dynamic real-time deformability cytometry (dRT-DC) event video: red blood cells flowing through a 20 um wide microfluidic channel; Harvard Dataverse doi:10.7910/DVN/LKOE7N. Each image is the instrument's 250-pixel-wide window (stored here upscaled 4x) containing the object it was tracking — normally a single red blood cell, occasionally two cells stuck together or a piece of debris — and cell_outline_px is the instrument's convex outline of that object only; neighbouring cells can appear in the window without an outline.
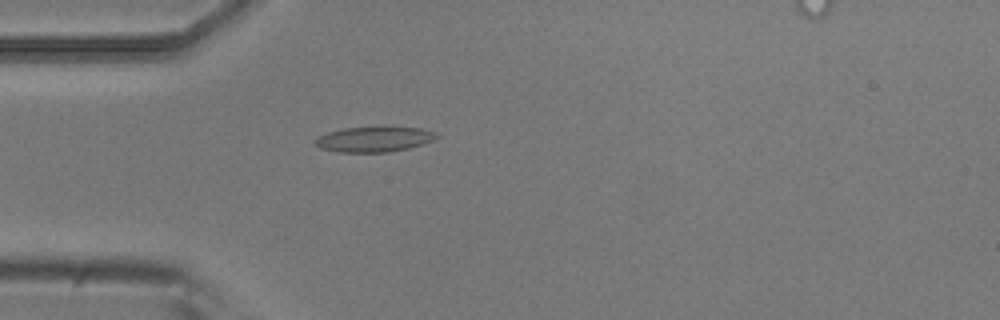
{"species": "common noctule bat (a hibernating species)", "species_latin": "Nyctalus noctula", "temperature_condition": "room temperature", "stored_images_in_passage": 2, "camera_frame_rate_fps": 3000, "um_per_image_px": 0.085, "animal": {"sex": "male", "body_mass_g": 20.5, "forearm_length_mm": 52.5}, "frame": {"image": 1, "passage_image": 2, "time_ms": 0.333, "image_size_px": [1000, 320], "cell_outline_px": [[440, 136], [432, 140], [408, 148], [388, 152], [340, 152], [320, 148], [316, 144], [316, 140], [320, 136], [328, 132], [344, 128], [380, 124], [420, 128], [436, 132]], "centroid_in_image_um": [31.84, 11.78], "position_along_channel_um": 53.2, "area_um2": 18.38}}